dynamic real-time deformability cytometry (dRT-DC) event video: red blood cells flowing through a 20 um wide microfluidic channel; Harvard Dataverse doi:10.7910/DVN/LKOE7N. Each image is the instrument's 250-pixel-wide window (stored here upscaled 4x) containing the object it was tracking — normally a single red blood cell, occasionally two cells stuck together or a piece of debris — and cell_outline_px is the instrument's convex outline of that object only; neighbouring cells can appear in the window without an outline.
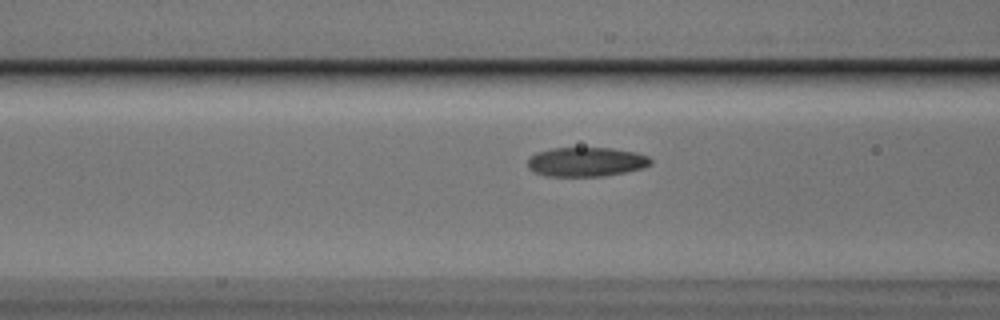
{"species": "Egyptian fruit bat (a non-hibernating species)", "species_latin": "Rousettus aegyptiacus", "temperature_condition": "cold", "stored_images_in_passage": 21, "camera_frame_rate_fps": 3000, "um_per_image_px": 0.085, "animal": {"sex": "male"}, "frame": {"image": 1, "passage_image": 19, "time_ms": 6.0, "image_size_px": [1000, 320], "cell_outline_px": [[652, 164], [644, 168], [604, 176], [544, 176], [532, 172], [528, 168], [528, 156], [536, 152], [552, 148], [612, 148], [636, 152], [648, 156], [652, 160]], "centroid_in_image_um": [49.8, 13.76], "position_along_channel_um": 116.8, "area_um2": 21.27}}